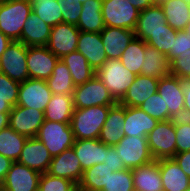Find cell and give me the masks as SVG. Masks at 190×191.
Returning a JSON list of instances; mask_svg holds the SVG:
<instances>
[{
  "label": "cell",
  "instance_id": "obj_10",
  "mask_svg": "<svg viewBox=\"0 0 190 191\" xmlns=\"http://www.w3.org/2000/svg\"><path fill=\"white\" fill-rule=\"evenodd\" d=\"M52 95L46 80L29 78L20 83L17 105L45 112Z\"/></svg>",
  "mask_w": 190,
  "mask_h": 191
},
{
  "label": "cell",
  "instance_id": "obj_30",
  "mask_svg": "<svg viewBox=\"0 0 190 191\" xmlns=\"http://www.w3.org/2000/svg\"><path fill=\"white\" fill-rule=\"evenodd\" d=\"M74 110L72 95L53 94L44 112L45 120L70 123Z\"/></svg>",
  "mask_w": 190,
  "mask_h": 191
},
{
  "label": "cell",
  "instance_id": "obj_53",
  "mask_svg": "<svg viewBox=\"0 0 190 191\" xmlns=\"http://www.w3.org/2000/svg\"><path fill=\"white\" fill-rule=\"evenodd\" d=\"M10 112L0 113V131L9 126Z\"/></svg>",
  "mask_w": 190,
  "mask_h": 191
},
{
  "label": "cell",
  "instance_id": "obj_48",
  "mask_svg": "<svg viewBox=\"0 0 190 191\" xmlns=\"http://www.w3.org/2000/svg\"><path fill=\"white\" fill-rule=\"evenodd\" d=\"M173 159L190 178V150L181 153H176Z\"/></svg>",
  "mask_w": 190,
  "mask_h": 191
},
{
  "label": "cell",
  "instance_id": "obj_61",
  "mask_svg": "<svg viewBox=\"0 0 190 191\" xmlns=\"http://www.w3.org/2000/svg\"><path fill=\"white\" fill-rule=\"evenodd\" d=\"M3 191H10V190H8V189H6V188L3 187Z\"/></svg>",
  "mask_w": 190,
  "mask_h": 191
},
{
  "label": "cell",
  "instance_id": "obj_28",
  "mask_svg": "<svg viewBox=\"0 0 190 191\" xmlns=\"http://www.w3.org/2000/svg\"><path fill=\"white\" fill-rule=\"evenodd\" d=\"M145 59L140 75L160 80L171 75V65L167 57L154 47L145 43Z\"/></svg>",
  "mask_w": 190,
  "mask_h": 191
},
{
  "label": "cell",
  "instance_id": "obj_54",
  "mask_svg": "<svg viewBox=\"0 0 190 191\" xmlns=\"http://www.w3.org/2000/svg\"><path fill=\"white\" fill-rule=\"evenodd\" d=\"M12 107L4 100L0 98V113L11 112Z\"/></svg>",
  "mask_w": 190,
  "mask_h": 191
},
{
  "label": "cell",
  "instance_id": "obj_42",
  "mask_svg": "<svg viewBox=\"0 0 190 191\" xmlns=\"http://www.w3.org/2000/svg\"><path fill=\"white\" fill-rule=\"evenodd\" d=\"M19 86V82L0 72V98L4 99L12 108L17 105Z\"/></svg>",
  "mask_w": 190,
  "mask_h": 191
},
{
  "label": "cell",
  "instance_id": "obj_6",
  "mask_svg": "<svg viewBox=\"0 0 190 191\" xmlns=\"http://www.w3.org/2000/svg\"><path fill=\"white\" fill-rule=\"evenodd\" d=\"M125 169L133 170L135 167L147 164L153 159L145 136H126L114 146Z\"/></svg>",
  "mask_w": 190,
  "mask_h": 191
},
{
  "label": "cell",
  "instance_id": "obj_58",
  "mask_svg": "<svg viewBox=\"0 0 190 191\" xmlns=\"http://www.w3.org/2000/svg\"><path fill=\"white\" fill-rule=\"evenodd\" d=\"M129 191H139L137 188L133 187L132 189H130Z\"/></svg>",
  "mask_w": 190,
  "mask_h": 191
},
{
  "label": "cell",
  "instance_id": "obj_23",
  "mask_svg": "<svg viewBox=\"0 0 190 191\" xmlns=\"http://www.w3.org/2000/svg\"><path fill=\"white\" fill-rule=\"evenodd\" d=\"M72 147L83 171L105 161L106 145L99 139H75Z\"/></svg>",
  "mask_w": 190,
  "mask_h": 191
},
{
  "label": "cell",
  "instance_id": "obj_36",
  "mask_svg": "<svg viewBox=\"0 0 190 191\" xmlns=\"http://www.w3.org/2000/svg\"><path fill=\"white\" fill-rule=\"evenodd\" d=\"M145 42L136 38L128 44V47L121 54V63L135 75H139L145 59Z\"/></svg>",
  "mask_w": 190,
  "mask_h": 191
},
{
  "label": "cell",
  "instance_id": "obj_38",
  "mask_svg": "<svg viewBox=\"0 0 190 191\" xmlns=\"http://www.w3.org/2000/svg\"><path fill=\"white\" fill-rule=\"evenodd\" d=\"M139 108L158 121L169 120L168 107L158 92L146 99Z\"/></svg>",
  "mask_w": 190,
  "mask_h": 191
},
{
  "label": "cell",
  "instance_id": "obj_32",
  "mask_svg": "<svg viewBox=\"0 0 190 191\" xmlns=\"http://www.w3.org/2000/svg\"><path fill=\"white\" fill-rule=\"evenodd\" d=\"M113 171L107 164L98 163L83 171L78 191H102Z\"/></svg>",
  "mask_w": 190,
  "mask_h": 191
},
{
  "label": "cell",
  "instance_id": "obj_18",
  "mask_svg": "<svg viewBox=\"0 0 190 191\" xmlns=\"http://www.w3.org/2000/svg\"><path fill=\"white\" fill-rule=\"evenodd\" d=\"M52 156L43 142L36 137L28 138L17 162L38 172L47 173Z\"/></svg>",
  "mask_w": 190,
  "mask_h": 191
},
{
  "label": "cell",
  "instance_id": "obj_31",
  "mask_svg": "<svg viewBox=\"0 0 190 191\" xmlns=\"http://www.w3.org/2000/svg\"><path fill=\"white\" fill-rule=\"evenodd\" d=\"M101 9L102 0H88L84 2L76 27L80 31L100 33L106 27Z\"/></svg>",
  "mask_w": 190,
  "mask_h": 191
},
{
  "label": "cell",
  "instance_id": "obj_4",
  "mask_svg": "<svg viewBox=\"0 0 190 191\" xmlns=\"http://www.w3.org/2000/svg\"><path fill=\"white\" fill-rule=\"evenodd\" d=\"M36 138L43 142L52 157L74 145L75 138L70 123L45 120L40 126Z\"/></svg>",
  "mask_w": 190,
  "mask_h": 191
},
{
  "label": "cell",
  "instance_id": "obj_55",
  "mask_svg": "<svg viewBox=\"0 0 190 191\" xmlns=\"http://www.w3.org/2000/svg\"><path fill=\"white\" fill-rule=\"evenodd\" d=\"M184 31L190 35V24L186 27Z\"/></svg>",
  "mask_w": 190,
  "mask_h": 191
},
{
  "label": "cell",
  "instance_id": "obj_39",
  "mask_svg": "<svg viewBox=\"0 0 190 191\" xmlns=\"http://www.w3.org/2000/svg\"><path fill=\"white\" fill-rule=\"evenodd\" d=\"M38 191H78L77 185L61 177L42 173L39 179Z\"/></svg>",
  "mask_w": 190,
  "mask_h": 191
},
{
  "label": "cell",
  "instance_id": "obj_45",
  "mask_svg": "<svg viewBox=\"0 0 190 191\" xmlns=\"http://www.w3.org/2000/svg\"><path fill=\"white\" fill-rule=\"evenodd\" d=\"M186 53H190V35L185 31H178L173 43V50H170L166 57L171 62L176 57H179L180 54Z\"/></svg>",
  "mask_w": 190,
  "mask_h": 191
},
{
  "label": "cell",
  "instance_id": "obj_19",
  "mask_svg": "<svg viewBox=\"0 0 190 191\" xmlns=\"http://www.w3.org/2000/svg\"><path fill=\"white\" fill-rule=\"evenodd\" d=\"M76 51L86 58L95 72L107 61L100 33L80 31Z\"/></svg>",
  "mask_w": 190,
  "mask_h": 191
},
{
  "label": "cell",
  "instance_id": "obj_2",
  "mask_svg": "<svg viewBox=\"0 0 190 191\" xmlns=\"http://www.w3.org/2000/svg\"><path fill=\"white\" fill-rule=\"evenodd\" d=\"M32 12V3L19 0L0 1V31L12 41H19L23 26Z\"/></svg>",
  "mask_w": 190,
  "mask_h": 191
},
{
  "label": "cell",
  "instance_id": "obj_50",
  "mask_svg": "<svg viewBox=\"0 0 190 191\" xmlns=\"http://www.w3.org/2000/svg\"><path fill=\"white\" fill-rule=\"evenodd\" d=\"M12 162V160L0 154V185L8 173Z\"/></svg>",
  "mask_w": 190,
  "mask_h": 191
},
{
  "label": "cell",
  "instance_id": "obj_26",
  "mask_svg": "<svg viewBox=\"0 0 190 191\" xmlns=\"http://www.w3.org/2000/svg\"><path fill=\"white\" fill-rule=\"evenodd\" d=\"M52 27L43 22L33 11L26 20L22 32L21 41L27 47L46 46Z\"/></svg>",
  "mask_w": 190,
  "mask_h": 191
},
{
  "label": "cell",
  "instance_id": "obj_40",
  "mask_svg": "<svg viewBox=\"0 0 190 191\" xmlns=\"http://www.w3.org/2000/svg\"><path fill=\"white\" fill-rule=\"evenodd\" d=\"M133 187L132 170L123 169L110 175L102 191H129Z\"/></svg>",
  "mask_w": 190,
  "mask_h": 191
},
{
  "label": "cell",
  "instance_id": "obj_52",
  "mask_svg": "<svg viewBox=\"0 0 190 191\" xmlns=\"http://www.w3.org/2000/svg\"><path fill=\"white\" fill-rule=\"evenodd\" d=\"M12 42L10 38L5 36L1 31H0V57L1 55L5 52L9 44Z\"/></svg>",
  "mask_w": 190,
  "mask_h": 191
},
{
  "label": "cell",
  "instance_id": "obj_9",
  "mask_svg": "<svg viewBox=\"0 0 190 191\" xmlns=\"http://www.w3.org/2000/svg\"><path fill=\"white\" fill-rule=\"evenodd\" d=\"M27 49L21 41H12L0 57V72L19 83L29 79Z\"/></svg>",
  "mask_w": 190,
  "mask_h": 191
},
{
  "label": "cell",
  "instance_id": "obj_60",
  "mask_svg": "<svg viewBox=\"0 0 190 191\" xmlns=\"http://www.w3.org/2000/svg\"><path fill=\"white\" fill-rule=\"evenodd\" d=\"M186 80L190 81V75L186 78Z\"/></svg>",
  "mask_w": 190,
  "mask_h": 191
},
{
  "label": "cell",
  "instance_id": "obj_46",
  "mask_svg": "<svg viewBox=\"0 0 190 191\" xmlns=\"http://www.w3.org/2000/svg\"><path fill=\"white\" fill-rule=\"evenodd\" d=\"M171 74L181 79L190 75V53L180 54L170 62Z\"/></svg>",
  "mask_w": 190,
  "mask_h": 191
},
{
  "label": "cell",
  "instance_id": "obj_43",
  "mask_svg": "<svg viewBox=\"0 0 190 191\" xmlns=\"http://www.w3.org/2000/svg\"><path fill=\"white\" fill-rule=\"evenodd\" d=\"M176 153L190 150V119L176 118Z\"/></svg>",
  "mask_w": 190,
  "mask_h": 191
},
{
  "label": "cell",
  "instance_id": "obj_44",
  "mask_svg": "<svg viewBox=\"0 0 190 191\" xmlns=\"http://www.w3.org/2000/svg\"><path fill=\"white\" fill-rule=\"evenodd\" d=\"M64 23L77 25L82 11V4L78 0H57Z\"/></svg>",
  "mask_w": 190,
  "mask_h": 191
},
{
  "label": "cell",
  "instance_id": "obj_21",
  "mask_svg": "<svg viewBox=\"0 0 190 191\" xmlns=\"http://www.w3.org/2000/svg\"><path fill=\"white\" fill-rule=\"evenodd\" d=\"M124 122L125 106L117 103L109 109L99 140L107 146L117 145L123 137Z\"/></svg>",
  "mask_w": 190,
  "mask_h": 191
},
{
  "label": "cell",
  "instance_id": "obj_12",
  "mask_svg": "<svg viewBox=\"0 0 190 191\" xmlns=\"http://www.w3.org/2000/svg\"><path fill=\"white\" fill-rule=\"evenodd\" d=\"M44 121L43 111L16 105L10 112L9 126L18 134L31 138L36 137Z\"/></svg>",
  "mask_w": 190,
  "mask_h": 191
},
{
  "label": "cell",
  "instance_id": "obj_56",
  "mask_svg": "<svg viewBox=\"0 0 190 191\" xmlns=\"http://www.w3.org/2000/svg\"><path fill=\"white\" fill-rule=\"evenodd\" d=\"M19 1H25V2L32 3L34 0H19Z\"/></svg>",
  "mask_w": 190,
  "mask_h": 191
},
{
  "label": "cell",
  "instance_id": "obj_3",
  "mask_svg": "<svg viewBox=\"0 0 190 191\" xmlns=\"http://www.w3.org/2000/svg\"><path fill=\"white\" fill-rule=\"evenodd\" d=\"M96 76L103 82L112 98L119 103L137 75L129 72L120 59H107L96 71Z\"/></svg>",
  "mask_w": 190,
  "mask_h": 191
},
{
  "label": "cell",
  "instance_id": "obj_17",
  "mask_svg": "<svg viewBox=\"0 0 190 191\" xmlns=\"http://www.w3.org/2000/svg\"><path fill=\"white\" fill-rule=\"evenodd\" d=\"M47 173L52 176L66 178L78 185L82 178L83 170L74 148L71 147L52 157Z\"/></svg>",
  "mask_w": 190,
  "mask_h": 191
},
{
  "label": "cell",
  "instance_id": "obj_15",
  "mask_svg": "<svg viewBox=\"0 0 190 191\" xmlns=\"http://www.w3.org/2000/svg\"><path fill=\"white\" fill-rule=\"evenodd\" d=\"M40 176V172L15 161L1 186L10 191H38Z\"/></svg>",
  "mask_w": 190,
  "mask_h": 191
},
{
  "label": "cell",
  "instance_id": "obj_41",
  "mask_svg": "<svg viewBox=\"0 0 190 191\" xmlns=\"http://www.w3.org/2000/svg\"><path fill=\"white\" fill-rule=\"evenodd\" d=\"M177 32V30L172 29L171 31H159L153 33L145 43L167 56L170 50H173V43L176 39Z\"/></svg>",
  "mask_w": 190,
  "mask_h": 191
},
{
  "label": "cell",
  "instance_id": "obj_20",
  "mask_svg": "<svg viewBox=\"0 0 190 191\" xmlns=\"http://www.w3.org/2000/svg\"><path fill=\"white\" fill-rule=\"evenodd\" d=\"M101 40L107 59H120L128 44L135 39L134 30L106 26L101 32Z\"/></svg>",
  "mask_w": 190,
  "mask_h": 191
},
{
  "label": "cell",
  "instance_id": "obj_11",
  "mask_svg": "<svg viewBox=\"0 0 190 191\" xmlns=\"http://www.w3.org/2000/svg\"><path fill=\"white\" fill-rule=\"evenodd\" d=\"M80 30L74 24L59 23L52 27L46 47L59 59L75 52Z\"/></svg>",
  "mask_w": 190,
  "mask_h": 191
},
{
  "label": "cell",
  "instance_id": "obj_35",
  "mask_svg": "<svg viewBox=\"0 0 190 191\" xmlns=\"http://www.w3.org/2000/svg\"><path fill=\"white\" fill-rule=\"evenodd\" d=\"M28 137L18 134L10 126L0 131V154L13 162L20 157L21 151Z\"/></svg>",
  "mask_w": 190,
  "mask_h": 191
},
{
  "label": "cell",
  "instance_id": "obj_8",
  "mask_svg": "<svg viewBox=\"0 0 190 191\" xmlns=\"http://www.w3.org/2000/svg\"><path fill=\"white\" fill-rule=\"evenodd\" d=\"M72 96L75 108L117 104L107 87L96 75L84 84L75 86Z\"/></svg>",
  "mask_w": 190,
  "mask_h": 191
},
{
  "label": "cell",
  "instance_id": "obj_57",
  "mask_svg": "<svg viewBox=\"0 0 190 191\" xmlns=\"http://www.w3.org/2000/svg\"><path fill=\"white\" fill-rule=\"evenodd\" d=\"M82 5L84 2H87L88 0H78Z\"/></svg>",
  "mask_w": 190,
  "mask_h": 191
},
{
  "label": "cell",
  "instance_id": "obj_24",
  "mask_svg": "<svg viewBox=\"0 0 190 191\" xmlns=\"http://www.w3.org/2000/svg\"><path fill=\"white\" fill-rule=\"evenodd\" d=\"M159 80L149 76L137 75L119 104L139 107L151 95L157 93Z\"/></svg>",
  "mask_w": 190,
  "mask_h": 191
},
{
  "label": "cell",
  "instance_id": "obj_5",
  "mask_svg": "<svg viewBox=\"0 0 190 191\" xmlns=\"http://www.w3.org/2000/svg\"><path fill=\"white\" fill-rule=\"evenodd\" d=\"M147 142L153 159L173 158L176 154L175 119L159 121L147 135Z\"/></svg>",
  "mask_w": 190,
  "mask_h": 191
},
{
  "label": "cell",
  "instance_id": "obj_25",
  "mask_svg": "<svg viewBox=\"0 0 190 191\" xmlns=\"http://www.w3.org/2000/svg\"><path fill=\"white\" fill-rule=\"evenodd\" d=\"M158 122L139 107L125 106L123 135L147 137Z\"/></svg>",
  "mask_w": 190,
  "mask_h": 191
},
{
  "label": "cell",
  "instance_id": "obj_29",
  "mask_svg": "<svg viewBox=\"0 0 190 191\" xmlns=\"http://www.w3.org/2000/svg\"><path fill=\"white\" fill-rule=\"evenodd\" d=\"M167 24L177 31H184L189 25L190 4L183 0H158Z\"/></svg>",
  "mask_w": 190,
  "mask_h": 191
},
{
  "label": "cell",
  "instance_id": "obj_1",
  "mask_svg": "<svg viewBox=\"0 0 190 191\" xmlns=\"http://www.w3.org/2000/svg\"><path fill=\"white\" fill-rule=\"evenodd\" d=\"M114 105L75 108L70 126L75 139H99L109 109Z\"/></svg>",
  "mask_w": 190,
  "mask_h": 191
},
{
  "label": "cell",
  "instance_id": "obj_16",
  "mask_svg": "<svg viewBox=\"0 0 190 191\" xmlns=\"http://www.w3.org/2000/svg\"><path fill=\"white\" fill-rule=\"evenodd\" d=\"M58 60L59 58L46 46L28 47L27 68L29 78L47 80Z\"/></svg>",
  "mask_w": 190,
  "mask_h": 191
},
{
  "label": "cell",
  "instance_id": "obj_22",
  "mask_svg": "<svg viewBox=\"0 0 190 191\" xmlns=\"http://www.w3.org/2000/svg\"><path fill=\"white\" fill-rule=\"evenodd\" d=\"M159 172L164 191H188L190 178L173 158L159 159Z\"/></svg>",
  "mask_w": 190,
  "mask_h": 191
},
{
  "label": "cell",
  "instance_id": "obj_27",
  "mask_svg": "<svg viewBox=\"0 0 190 191\" xmlns=\"http://www.w3.org/2000/svg\"><path fill=\"white\" fill-rule=\"evenodd\" d=\"M134 187L139 191H164L159 172V160L135 167L132 170Z\"/></svg>",
  "mask_w": 190,
  "mask_h": 191
},
{
  "label": "cell",
  "instance_id": "obj_47",
  "mask_svg": "<svg viewBox=\"0 0 190 191\" xmlns=\"http://www.w3.org/2000/svg\"><path fill=\"white\" fill-rule=\"evenodd\" d=\"M104 164H107V166L110 167L113 172L125 169L122 160L119 158V154L117 153L114 146L106 145V157Z\"/></svg>",
  "mask_w": 190,
  "mask_h": 191
},
{
  "label": "cell",
  "instance_id": "obj_13",
  "mask_svg": "<svg viewBox=\"0 0 190 191\" xmlns=\"http://www.w3.org/2000/svg\"><path fill=\"white\" fill-rule=\"evenodd\" d=\"M157 92L168 107L169 120L184 118V93L181 88V78L172 74L161 78Z\"/></svg>",
  "mask_w": 190,
  "mask_h": 191
},
{
  "label": "cell",
  "instance_id": "obj_7",
  "mask_svg": "<svg viewBox=\"0 0 190 191\" xmlns=\"http://www.w3.org/2000/svg\"><path fill=\"white\" fill-rule=\"evenodd\" d=\"M140 11L127 0H102L105 26L134 30Z\"/></svg>",
  "mask_w": 190,
  "mask_h": 191
},
{
  "label": "cell",
  "instance_id": "obj_34",
  "mask_svg": "<svg viewBox=\"0 0 190 191\" xmlns=\"http://www.w3.org/2000/svg\"><path fill=\"white\" fill-rule=\"evenodd\" d=\"M46 82L53 94L73 95L75 85L70 70L60 59L55 64L54 70Z\"/></svg>",
  "mask_w": 190,
  "mask_h": 191
},
{
  "label": "cell",
  "instance_id": "obj_59",
  "mask_svg": "<svg viewBox=\"0 0 190 191\" xmlns=\"http://www.w3.org/2000/svg\"><path fill=\"white\" fill-rule=\"evenodd\" d=\"M184 2H187L188 4H190V0H183Z\"/></svg>",
  "mask_w": 190,
  "mask_h": 191
},
{
  "label": "cell",
  "instance_id": "obj_14",
  "mask_svg": "<svg viewBox=\"0 0 190 191\" xmlns=\"http://www.w3.org/2000/svg\"><path fill=\"white\" fill-rule=\"evenodd\" d=\"M172 29L167 24L163 9L157 2L153 6L140 11L134 33L136 38L142 39L145 42L153 33L171 31Z\"/></svg>",
  "mask_w": 190,
  "mask_h": 191
},
{
  "label": "cell",
  "instance_id": "obj_51",
  "mask_svg": "<svg viewBox=\"0 0 190 191\" xmlns=\"http://www.w3.org/2000/svg\"><path fill=\"white\" fill-rule=\"evenodd\" d=\"M131 5L136 7L139 11L145 10L148 7L153 6L158 0H127Z\"/></svg>",
  "mask_w": 190,
  "mask_h": 191
},
{
  "label": "cell",
  "instance_id": "obj_49",
  "mask_svg": "<svg viewBox=\"0 0 190 191\" xmlns=\"http://www.w3.org/2000/svg\"><path fill=\"white\" fill-rule=\"evenodd\" d=\"M181 88L184 93V118L190 119V81L181 79Z\"/></svg>",
  "mask_w": 190,
  "mask_h": 191
},
{
  "label": "cell",
  "instance_id": "obj_37",
  "mask_svg": "<svg viewBox=\"0 0 190 191\" xmlns=\"http://www.w3.org/2000/svg\"><path fill=\"white\" fill-rule=\"evenodd\" d=\"M32 11L51 27L63 22L57 0H34L32 2Z\"/></svg>",
  "mask_w": 190,
  "mask_h": 191
},
{
  "label": "cell",
  "instance_id": "obj_33",
  "mask_svg": "<svg viewBox=\"0 0 190 191\" xmlns=\"http://www.w3.org/2000/svg\"><path fill=\"white\" fill-rule=\"evenodd\" d=\"M60 60L70 70L75 86L84 84L96 75L95 70L89 65L86 58L78 51L66 54Z\"/></svg>",
  "mask_w": 190,
  "mask_h": 191
}]
</instances>
